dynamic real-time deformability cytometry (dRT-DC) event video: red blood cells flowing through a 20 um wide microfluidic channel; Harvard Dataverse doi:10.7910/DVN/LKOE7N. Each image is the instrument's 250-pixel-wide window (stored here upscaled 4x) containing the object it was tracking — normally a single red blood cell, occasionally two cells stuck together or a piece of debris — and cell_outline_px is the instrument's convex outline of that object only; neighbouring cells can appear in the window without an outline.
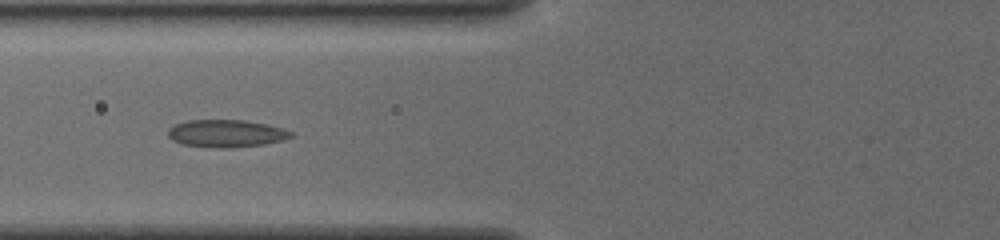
{"species": "common noctule bat (a hibernating species)", "species_latin": "Nyctalus noctula", "temperature_condition": "cold", "stored_images_in_passage": 29, "camera_frame_rate_fps": 3000, "um_per_image_px": 0.085, "animal": {"sex": "female", "body_mass_g": 19.5, "forearm_length_mm": 54.1}, "frame": {"image": 1, "passage_image": 4, "time_ms": 1.0, "image_size_px": [1000, 240], "cell_outline_px": [[292, 136], [284, 140], [264, 144], [228, 148], [220, 148], [180, 144], [172, 140], [168, 136], [168, 128], [176, 124], [188, 120], [244, 120], [268, 124], [292, 132]], "centroid_in_image_um": [19.2, 11.34], "position_along_channel_um": 106.6, "area_um2": 19.65}}
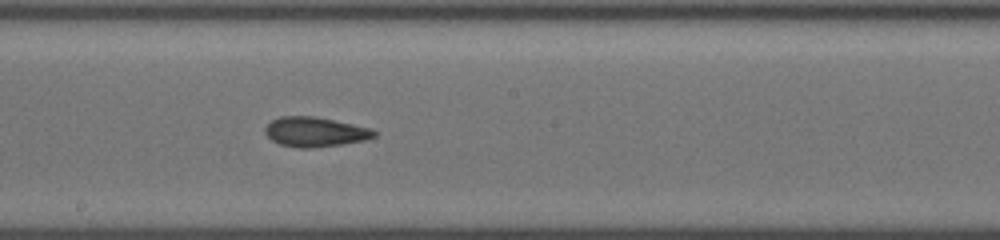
{"frame": {"image": 2, "passage_image": 13, "time_ms": 4.0, "image_size_px": [1000, 240], "cell_outline_px": [[376, 136], [364, 140], [340, 144], [312, 148], [300, 148], [280, 144], [272, 140], [264, 132], [264, 128], [272, 120], [280, 116], [316, 116], [372, 128], [376, 132]], "centroid_in_image_um": [26.77, 11.2], "position_along_channel_um": 221.4, "area_um2": 18.84}}
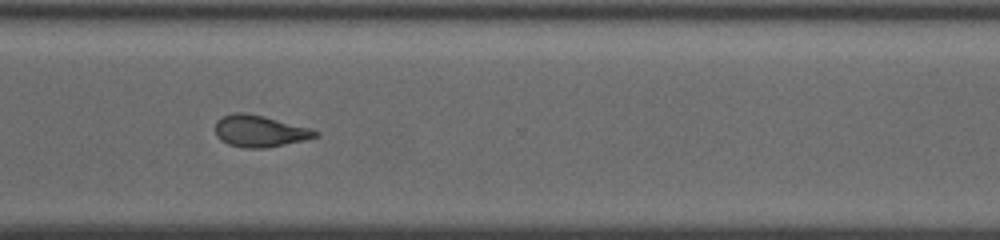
{"frame": {"image": 3, "passage_image": 23, "time_ms": 7.333, "image_size_px": [1000, 240], "cell_outline_px": [[320, 136], [304, 140], [264, 148], [244, 148], [228, 144], [220, 140], [216, 136], [216, 120], [224, 116], [236, 112], [244, 112], [264, 116], [312, 128], [320, 132]], "centroid_in_image_um": [22.1, 11.14], "position_along_channel_um": 348.5, "area_um2": 18.55}, "authors_computed_cell_mechanics": {"area_um2": 18.3226, "velocity_mm_per_s": 3.8257, "shape_relaxation_time_tau1_ms": 10.436, "shape_relaxation_time_tau2_ms": 2.7271, "deformation_change_tau1": 0.2204, "deformation_change_tau2": 0.0819}}